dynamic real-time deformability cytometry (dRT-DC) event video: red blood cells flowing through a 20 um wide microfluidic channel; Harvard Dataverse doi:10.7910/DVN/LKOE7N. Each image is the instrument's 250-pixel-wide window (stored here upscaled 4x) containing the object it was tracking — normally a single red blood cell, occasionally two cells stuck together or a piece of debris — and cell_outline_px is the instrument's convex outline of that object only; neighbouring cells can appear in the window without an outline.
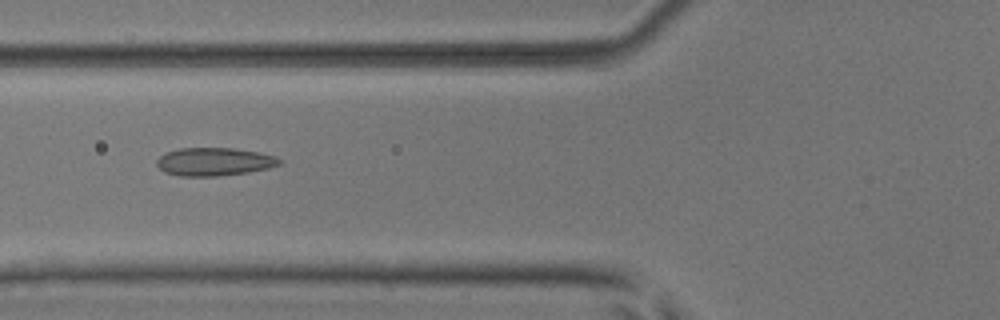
{"species": "common noctule bat (a hibernating species)", "species_latin": "Nyctalus noctula", "temperature_condition": "room temperature", "stored_images_in_passage": 50, "camera_frame_rate_fps": 3000, "um_per_image_px": 0.085, "animal": {"sex": "male", "body_mass_g": 17.9, "forearm_length_mm": 54.2}, "frame": {"image": 1, "passage_image": 18, "time_ms": 5.667, "image_size_px": [1000, 320], "cell_outline_px": [[280, 164], [268, 168], [248, 172], [216, 176], [180, 176], [164, 172], [156, 164], [156, 160], [164, 152], [180, 148], [232, 148], [256, 152], [276, 156], [280, 160]], "centroid_in_image_um": [18.16, 13.74], "position_along_channel_um": 107.6, "area_um2": 20.0}}
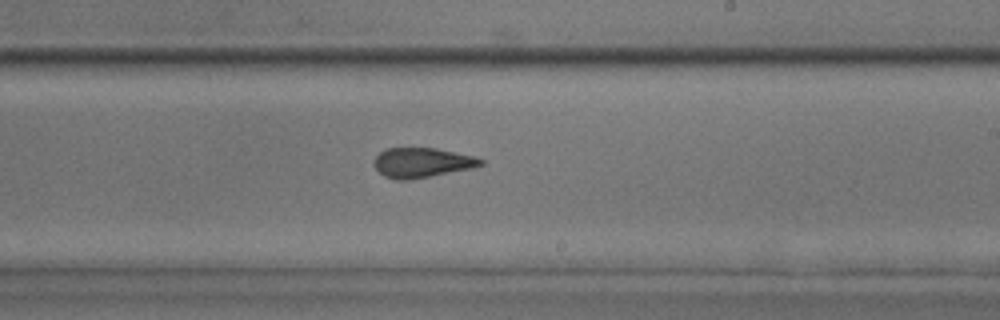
{"frame": {"image": 2, "passage_image": 29, "time_ms": 9.333, "image_size_px": [1000, 320], "cell_outline_px": [[484, 164], [472, 168], [408, 180], [396, 180], [384, 176], [372, 164], [372, 160], [384, 148], [436, 148], [476, 156], [484, 160]], "centroid_in_image_um": [35.85, 13.81], "position_along_channel_um": 253.1, "area_um2": 18.61}}
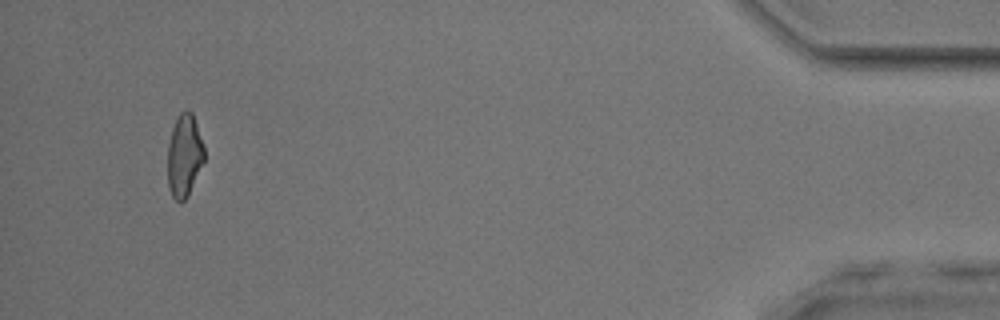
{"frame": {"image": 3, "passage_image": 47, "time_ms": 15.333, "image_size_px": [1000, 320], "cell_outline_px": [[204, 160], [188, 196], [180, 204], [172, 196], [168, 184], [168, 144], [172, 128], [176, 116], [184, 108], [188, 108], [192, 112], [204, 148]], "centroid_in_image_um": [15.65, 13.19], "position_along_channel_um": 419.5, "area_um2": 17.69}, "authors_computed_cell_mechanics": {"area_um2": 18.9295, "velocity_mm_per_s": 3.9854, "shape_relaxation_time_tau1_ms": null, "shape_relaxation_time_tau2_ms": 1.8003, "deformation_change_tau1": null, "deformation_change_tau2": 0.0955}}